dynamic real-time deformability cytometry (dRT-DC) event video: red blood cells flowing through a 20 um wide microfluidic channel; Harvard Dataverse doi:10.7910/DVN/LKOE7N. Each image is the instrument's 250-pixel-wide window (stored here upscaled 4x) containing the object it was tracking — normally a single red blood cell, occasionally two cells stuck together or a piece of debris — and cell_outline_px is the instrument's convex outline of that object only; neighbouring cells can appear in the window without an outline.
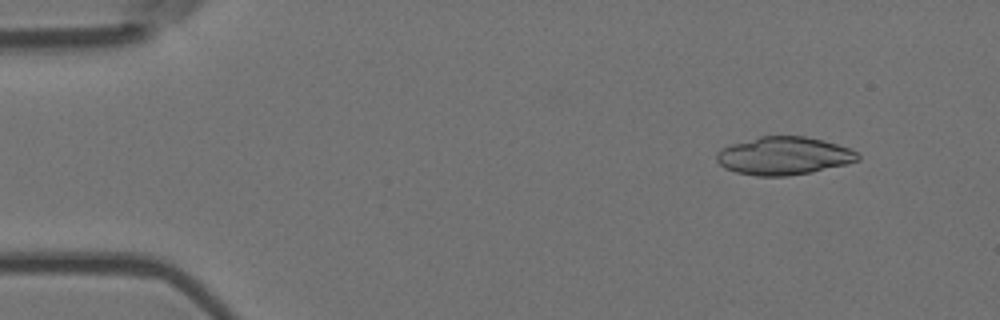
{"species": "Egyptian fruit bat (a non-hibernating species)", "species_latin": "Rousettus aegyptiacus", "temperature_condition": "room temperature", "stored_images_in_passage": 5, "camera_frame_rate_fps": 3000, "um_per_image_px": 0.085, "animal": {"sex": "female"}, "frame": {"image": 1, "passage_image": 2, "time_ms": 0.333, "image_size_px": [1000, 320], "cell_outline_px": [[860, 160], [848, 164], [812, 172], [788, 176], [756, 176], [736, 172], [724, 168], [716, 160], [716, 152], [720, 148], [732, 144], [760, 136], [804, 136], [824, 140], [848, 148], [856, 152], [860, 156]], "centroid_in_image_um": [66.62, 13.25], "position_along_channel_um": 18.4, "area_um2": 31.39}}